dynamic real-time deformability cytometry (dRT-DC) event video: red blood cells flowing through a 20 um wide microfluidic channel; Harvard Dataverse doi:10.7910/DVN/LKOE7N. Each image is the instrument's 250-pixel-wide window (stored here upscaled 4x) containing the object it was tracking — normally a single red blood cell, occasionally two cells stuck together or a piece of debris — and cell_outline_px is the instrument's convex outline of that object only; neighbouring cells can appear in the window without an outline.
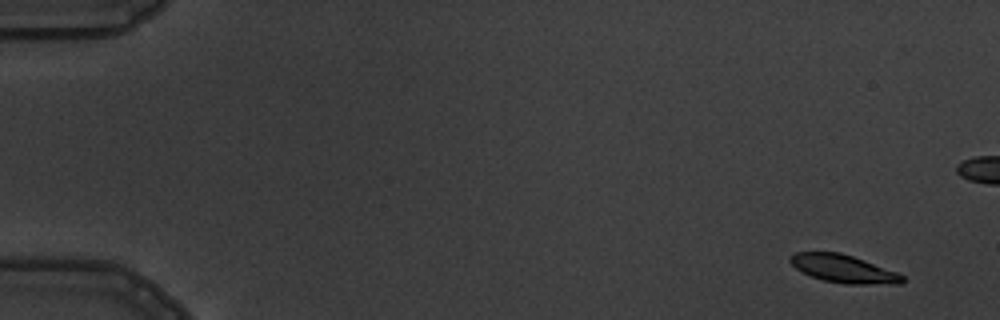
{"species": "common noctule bat (a hibernating species)", "species_latin": "Nyctalus noctula", "temperature_condition": "warm", "stored_images_in_passage": 6, "camera_frame_rate_fps": 3000, "um_per_image_px": 0.085, "animal": {"sex": "male", "body_mass_g": 19.5, "forearm_length_mm": 54.6}, "frame": {"image": 1, "passage_image": 1, "time_ms": 0.0, "image_size_px": [1000, 320], "cell_outline_px": [[904, 280], [900, 284], [844, 284], [824, 280], [812, 276], [796, 268], [788, 260], [788, 256], [796, 252], [840, 252], [864, 260], [896, 272], [904, 276]], "centroid_in_image_um": [71.68, 22.84], "position_along_channel_um": 13.3, "area_um2": 18.09}}